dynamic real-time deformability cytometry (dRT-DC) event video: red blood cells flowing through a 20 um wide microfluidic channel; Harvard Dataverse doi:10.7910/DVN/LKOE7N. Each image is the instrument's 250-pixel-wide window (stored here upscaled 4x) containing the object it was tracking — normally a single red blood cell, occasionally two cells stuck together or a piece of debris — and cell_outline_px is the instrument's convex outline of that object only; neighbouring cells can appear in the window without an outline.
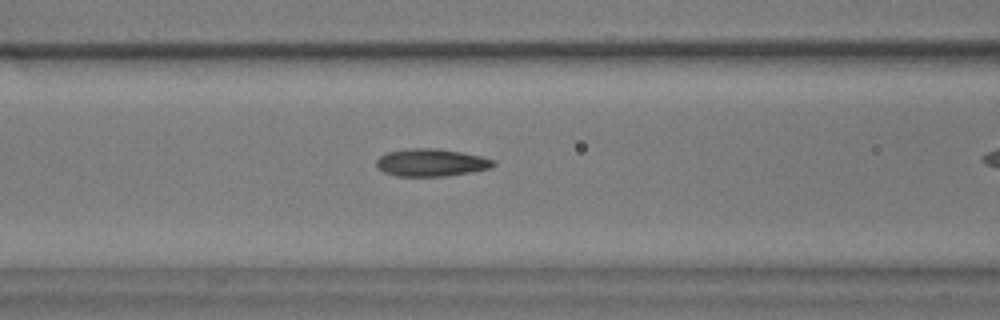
{"species": "common noctule bat (a hibernating species)", "species_latin": "Nyctalus noctula", "temperature_condition": "warm", "stored_images_in_passage": 40, "camera_frame_rate_fps": 3000, "um_per_image_px": 0.085, "animal": {"sex": "male", "body_mass_g": 17.9}, "frame": {"image": 1, "passage_image": 18, "time_ms": 5.667, "image_size_px": [1000, 320], "cell_outline_px": [[496, 164], [488, 168], [472, 172], [444, 176], [396, 176], [384, 172], [376, 164], [376, 160], [380, 156], [388, 152], [404, 148], [436, 148], [460, 152], [480, 156], [496, 160]], "centroid_in_image_um": [36.64, 13.81], "position_along_channel_um": 130.0, "area_um2": 18.73}}